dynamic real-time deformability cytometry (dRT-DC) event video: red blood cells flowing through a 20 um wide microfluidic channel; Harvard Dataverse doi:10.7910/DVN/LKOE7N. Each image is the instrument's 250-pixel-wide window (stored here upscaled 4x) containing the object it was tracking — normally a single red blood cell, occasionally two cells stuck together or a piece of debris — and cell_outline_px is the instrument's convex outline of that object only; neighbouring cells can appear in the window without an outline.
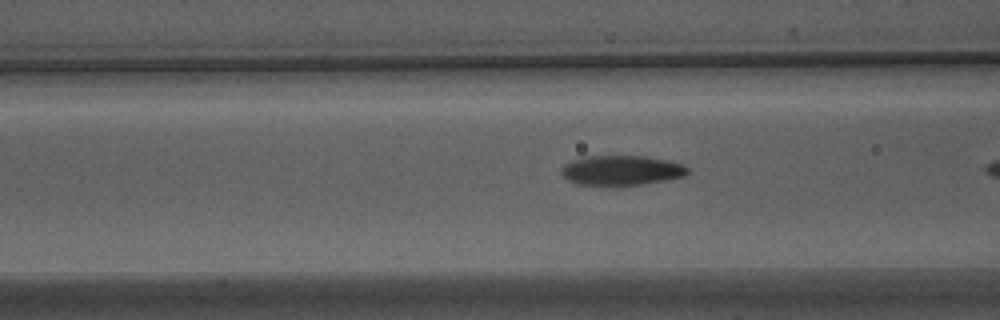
{"species": "Egyptian fruit bat (a non-hibernating species)", "species_latin": "Rousettus aegyptiacus", "temperature_condition": "warm", "stored_images_in_passage": 7, "camera_frame_rate_fps": 3000, "um_per_image_px": 0.085, "animal": {"sex": "male"}, "frame": {"image": 1, "passage_image": 6, "time_ms": 1.667, "image_size_px": [1000, 320], "cell_outline_px": [[688, 172], [684, 176], [668, 180], [640, 184], [576, 184], [568, 180], [560, 172], [560, 168], [568, 160], [584, 156], [644, 156], [668, 160], [684, 164], [688, 168]], "centroid_in_image_um": [52.8, 14.45], "position_along_channel_um": 113.8, "area_um2": 21.91}}